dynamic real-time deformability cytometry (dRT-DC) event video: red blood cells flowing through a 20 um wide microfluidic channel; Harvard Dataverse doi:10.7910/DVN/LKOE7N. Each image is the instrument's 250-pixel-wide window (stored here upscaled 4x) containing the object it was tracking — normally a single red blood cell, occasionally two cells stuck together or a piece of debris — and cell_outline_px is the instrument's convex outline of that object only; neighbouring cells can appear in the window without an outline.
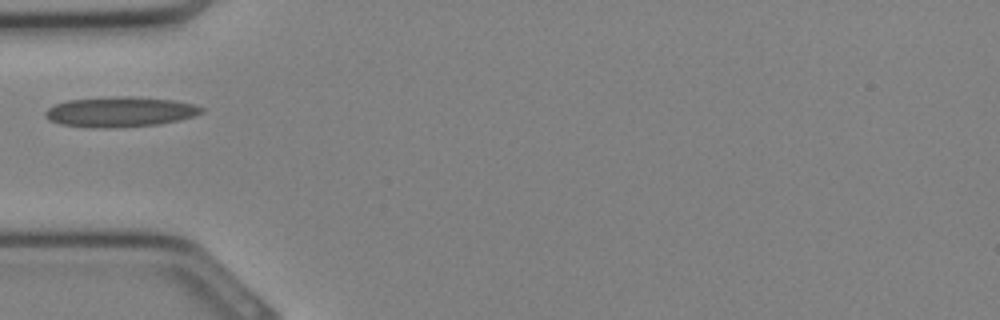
{"species": "Egyptian fruit bat (a non-hibernating species)", "species_latin": "Rousettus aegyptiacus", "temperature_condition": "cold", "stored_images_in_passage": 23, "camera_frame_rate_fps": 3000, "um_per_image_px": 0.085, "animal": {"sex": "female"}, "frame": {"image": 1, "passage_image": 1, "time_ms": 0.0, "image_size_px": [1000, 320], "cell_outline_px": [[204, 112], [180, 120], [160, 124], [116, 128], [92, 128], [60, 124], [48, 120], [44, 116], [44, 112], [48, 108], [56, 104], [68, 100], [112, 96], [128, 96], [172, 100], [196, 104], [204, 108]], "centroid_in_image_um": [10.2, 9.51], "position_along_channel_um": 74.8, "area_um2": 27.74}}
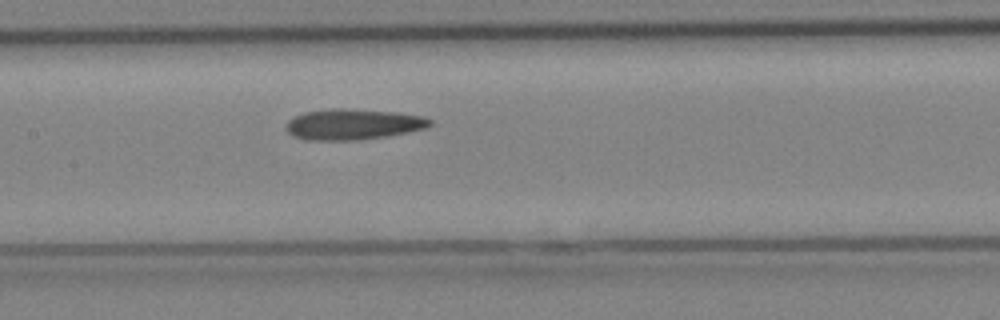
{"frame": {"image": 2, "passage_image": 6, "time_ms": 1.667, "image_size_px": [1000, 320], "cell_outline_px": [[432, 124], [428, 128], [388, 136], [352, 140], [304, 140], [292, 136], [284, 128], [288, 120], [304, 112], [332, 108], [348, 108], [400, 112], [424, 116], [432, 120]], "centroid_in_image_um": [30.02, 10.56], "position_along_channel_um": 177.4, "area_um2": 26.18}}
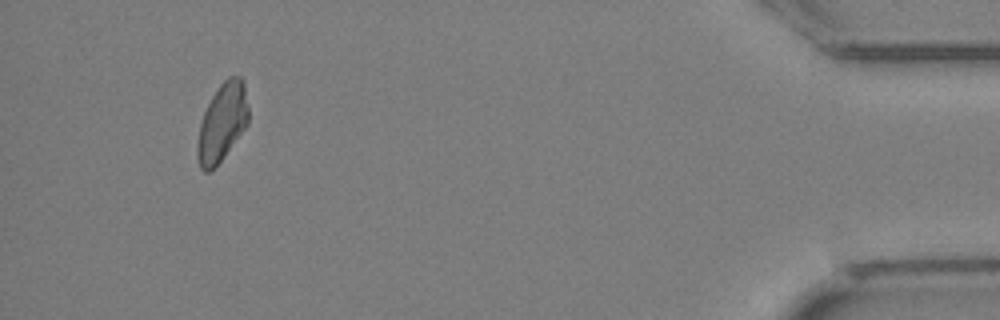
{"frame": {"image": 3, "passage_image": 21, "time_ms": 6.667, "image_size_px": [1000, 320], "cell_outline_px": [[248, 124], [224, 156], [208, 172], [204, 172], [200, 168], [196, 156], [196, 148], [200, 124], [204, 112], [212, 96], [220, 84], [228, 76], [240, 76], [244, 80], [248, 108]], "centroid_in_image_um": [18.88, 10.39], "position_along_channel_um": 416.3, "area_um2": 23.06}}